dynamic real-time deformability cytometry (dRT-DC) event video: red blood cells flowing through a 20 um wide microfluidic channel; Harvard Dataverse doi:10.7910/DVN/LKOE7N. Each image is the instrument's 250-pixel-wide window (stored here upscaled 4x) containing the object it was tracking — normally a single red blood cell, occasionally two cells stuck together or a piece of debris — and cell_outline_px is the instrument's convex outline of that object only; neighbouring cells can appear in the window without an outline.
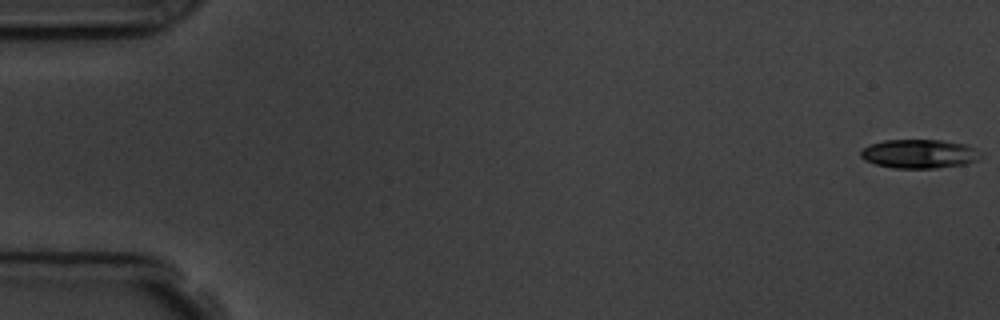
{"species": "common noctule bat (a hibernating species)", "species_latin": "Nyctalus noctula", "temperature_condition": "room temperature", "stored_images_in_passage": 8, "camera_frame_rate_fps": 3000, "um_per_image_px": 0.085, "animal": {"sex": "male", "body_mass_g": 19.5, "forearm_length_mm": 54.6}, "frame": {"image": 1, "passage_image": 1, "time_ms": 0.0, "image_size_px": [1000, 320], "cell_outline_px": [[984, 156], [968, 164], [936, 168], [896, 168], [876, 164], [864, 160], [860, 156], [860, 152], [868, 144], [884, 140], [940, 140], [968, 144], [976, 148]], "centroid_in_image_um": [78.18, 13.07], "position_along_channel_um": 6.8, "area_um2": 20.46}}
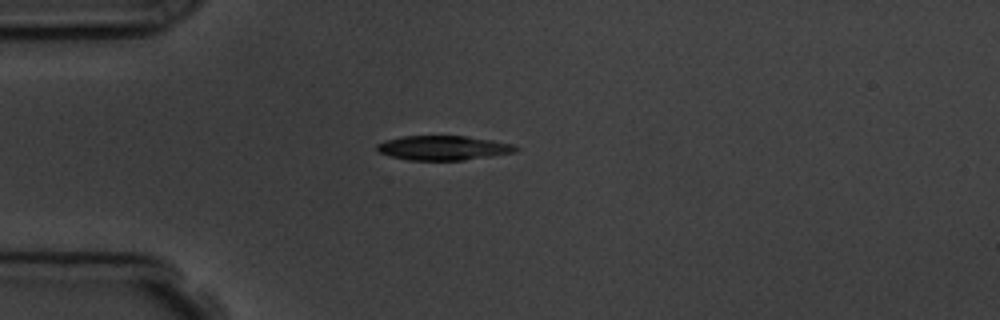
{"frame": {"image": 2, "passage_image": 5, "time_ms": 4.667, "image_size_px": [1000, 320], "cell_outline_px": [[520, 148], [516, 152], [464, 160], [408, 160], [392, 156], [380, 152], [376, 148], [376, 144], [384, 140], [400, 136], [464, 136], [492, 140], [512, 144]], "centroid_in_image_um": [37.67, 12.56], "position_along_channel_um": 47.3, "area_um2": 19.71}}